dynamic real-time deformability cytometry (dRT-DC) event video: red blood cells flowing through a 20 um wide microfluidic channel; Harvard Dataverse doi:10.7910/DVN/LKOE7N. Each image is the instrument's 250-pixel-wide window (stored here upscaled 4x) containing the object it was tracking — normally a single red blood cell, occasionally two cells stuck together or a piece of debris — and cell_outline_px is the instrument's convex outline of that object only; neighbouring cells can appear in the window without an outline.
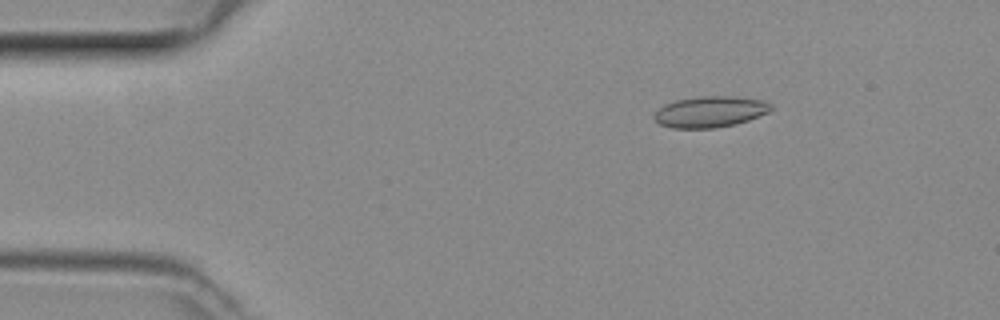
{"species": "common noctule bat (a hibernating species)", "species_latin": "Nyctalus noctula", "temperature_condition": "room temperature", "stored_images_in_passage": 45, "camera_frame_rate_fps": 3000, "um_per_image_px": 0.085, "animal": {"sex": "female", "body_mass_g": 29.2, "forearm_length_mm": 56.3}, "frame": {"image": 1, "passage_image": 4, "time_ms": 1.0, "image_size_px": [1000, 320], "cell_outline_px": [[772, 108], [768, 112], [748, 120], [736, 124], [716, 128], [672, 128], [660, 124], [652, 116], [664, 104], [676, 100], [704, 96], [732, 96], [764, 100], [772, 104]], "centroid_in_image_um": [60.37, 9.5], "position_along_channel_um": 24.6, "area_um2": 21.1}}
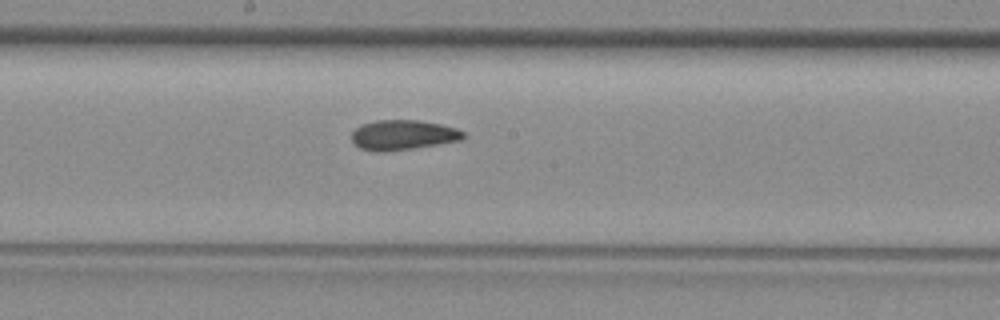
{"frame": {"image": 2, "passage_image": 22, "time_ms": 7.0, "image_size_px": [1000, 320], "cell_outline_px": [[464, 136], [460, 140], [412, 148], [384, 152], [376, 152], [360, 148], [352, 144], [352, 132], [360, 124], [376, 120], [420, 120], [440, 124], [456, 128], [464, 132]], "centroid_in_image_um": [34.19, 11.47], "position_along_channel_um": 214.0, "area_um2": 19.48}}
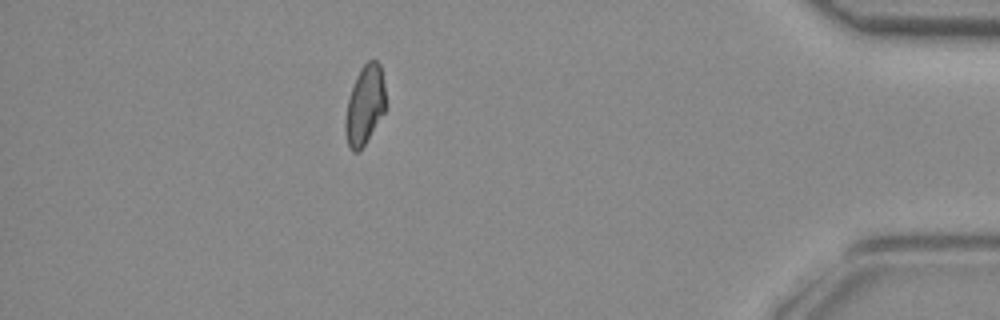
{"frame": {"image": 3, "passage_image": 39, "time_ms": 12.667, "image_size_px": [1000, 320], "cell_outline_px": [[388, 108], [364, 144], [356, 152], [352, 152], [348, 148], [344, 128], [344, 120], [348, 100], [356, 76], [360, 68], [368, 60], [376, 60], [380, 64], [384, 84]], "centroid_in_image_um": [31.02, 8.93], "position_along_channel_um": 404.2, "area_um2": 18.9}}